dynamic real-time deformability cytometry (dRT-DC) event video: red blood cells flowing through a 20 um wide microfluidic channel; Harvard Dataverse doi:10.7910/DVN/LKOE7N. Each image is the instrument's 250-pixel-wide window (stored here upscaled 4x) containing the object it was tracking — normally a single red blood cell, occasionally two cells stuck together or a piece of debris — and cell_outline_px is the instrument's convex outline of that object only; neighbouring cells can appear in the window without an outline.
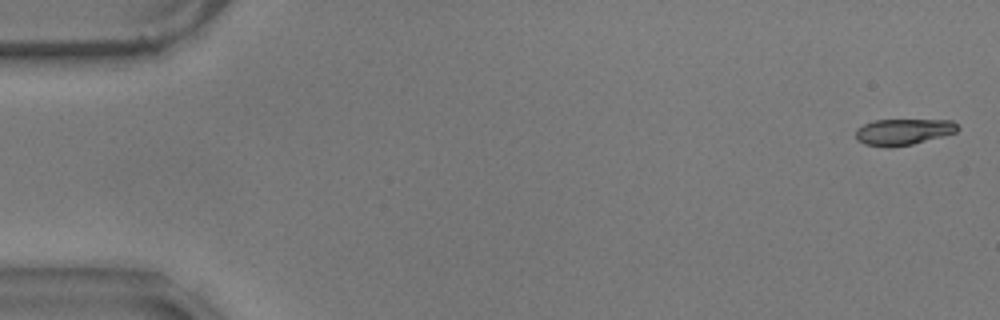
{"species": "common noctule bat (a hibernating species)", "species_latin": "Nyctalus noctula", "temperature_condition": "warm", "stored_images_in_passage": 58, "camera_frame_rate_fps": 3000, "um_per_image_px": 0.085, "animal": {"sex": "male", "body_mass_g": 17.9}, "frame": {"image": 1, "passage_image": 2, "time_ms": 0.333, "image_size_px": [1000, 320], "cell_outline_px": [[960, 128], [956, 132], [912, 144], [864, 144], [856, 140], [856, 128], [864, 124], [876, 120], [952, 120]], "centroid_in_image_um": [76.8, 11.15], "position_along_channel_um": 8.2, "area_um2": 14.85}}
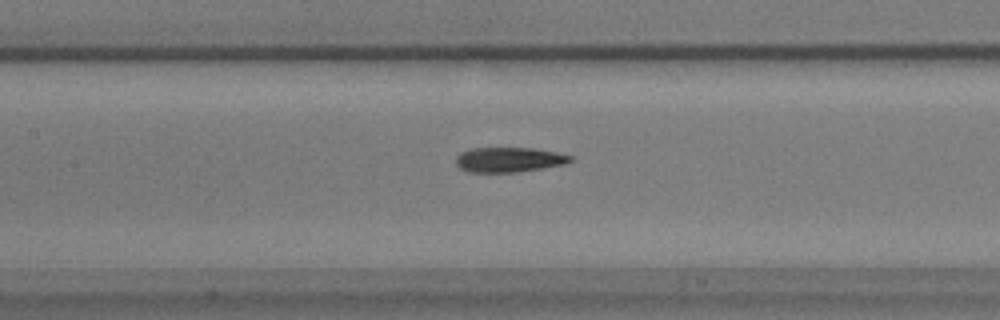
{"frame": {"image": 2, "passage_image": 27, "time_ms": 8.667, "image_size_px": [1000, 320], "cell_outline_px": [[576, 160], [564, 164], [516, 172], [468, 172], [460, 168], [456, 164], [456, 156], [460, 152], [472, 148], [532, 148], [556, 152], [572, 156]], "centroid_in_image_um": [43.26, 13.57], "position_along_channel_um": 164.1, "area_um2": 16.59}}
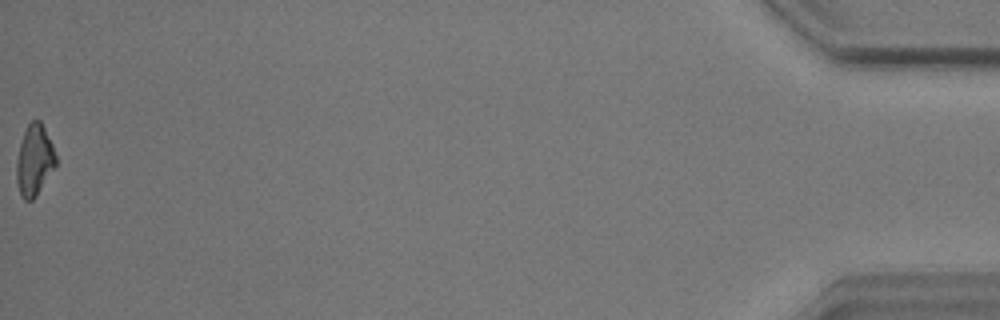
{"frame": {"image": 3, "passage_image": 58, "time_ms": 19.0, "image_size_px": [1000, 320], "cell_outline_px": [[56, 164], [36, 196], [32, 200], [24, 200], [20, 196], [16, 180], [16, 160], [20, 144], [24, 132], [28, 124], [32, 120], [40, 120], [52, 144], [56, 156]], "centroid_in_image_um": [2.9, 13.63], "position_along_channel_um": 432.3, "area_um2": 16.13}, "authors_computed_cell_mechanics": {"area_um2": 16.7042, "velocity_mm_per_s": 3.5476, "shape_relaxation_time_tau1_ms": 5.9663, "shape_relaxation_time_tau2_ms": 4.1367, "deformation_change_tau1": 0.2204, "deformation_change_tau2": 0.1485}}